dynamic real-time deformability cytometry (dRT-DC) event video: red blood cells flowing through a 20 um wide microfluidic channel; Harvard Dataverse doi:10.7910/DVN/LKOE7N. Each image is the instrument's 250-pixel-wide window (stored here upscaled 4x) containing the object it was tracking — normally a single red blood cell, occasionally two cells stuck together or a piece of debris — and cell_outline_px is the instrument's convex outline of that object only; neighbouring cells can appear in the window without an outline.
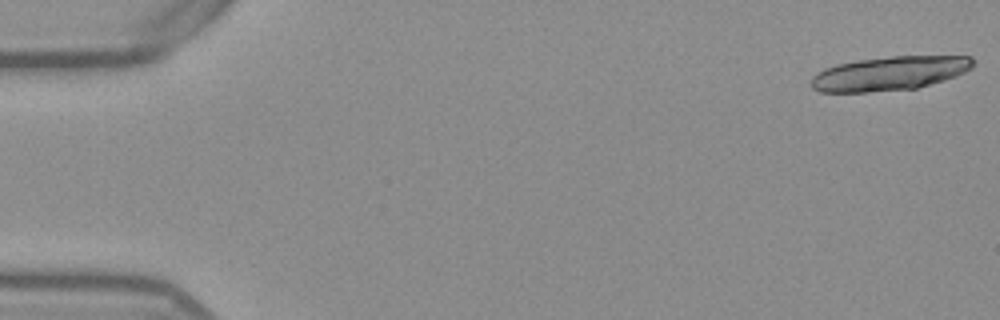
{"species": "Egyptian fruit bat (a non-hibernating species)", "species_latin": "Rousettus aegyptiacus", "temperature_condition": "warm", "stored_images_in_passage": 18, "camera_frame_rate_fps": 3000, "um_per_image_px": 0.085, "frame": {"image": 1, "passage_image": 1, "time_ms": 0.0, "image_size_px": [1000, 320], "cell_outline_px": [[972, 68], [956, 76], [944, 80], [916, 88], [864, 92], [820, 92], [812, 88], [808, 84], [812, 76], [816, 72], [824, 68], [836, 64], [860, 60], [892, 56], [972, 56]], "centroid_in_image_um": [75.55, 6.24], "position_along_channel_um": 9.5, "area_um2": 32.08}}